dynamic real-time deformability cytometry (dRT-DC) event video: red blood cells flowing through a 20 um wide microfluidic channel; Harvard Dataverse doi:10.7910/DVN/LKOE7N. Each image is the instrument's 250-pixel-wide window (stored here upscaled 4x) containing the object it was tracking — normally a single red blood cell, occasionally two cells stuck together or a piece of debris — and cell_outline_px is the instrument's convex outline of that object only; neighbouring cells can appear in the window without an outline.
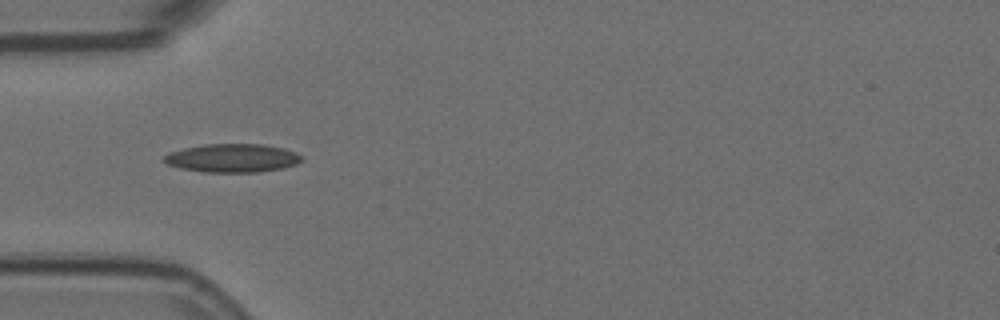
{"species": "Egyptian fruit bat (a non-hibernating species)", "species_latin": "Rousettus aegyptiacus", "temperature_condition": "room temperature", "stored_images_in_passage": 5, "camera_frame_rate_fps": 3000, "um_per_image_px": 0.085, "animal": {"sex": "female"}, "frame": {"image": 1, "passage_image": 3, "time_ms": 0.667, "image_size_px": [1000, 320], "cell_outline_px": [[304, 160], [296, 164], [284, 168], [260, 172], [204, 172], [180, 168], [168, 164], [160, 160], [168, 152], [184, 148], [204, 144], [264, 144], [284, 148], [296, 152]], "centroid_in_image_um": [19.75, 13.43], "position_along_channel_um": 65.3, "area_um2": 23.06}}
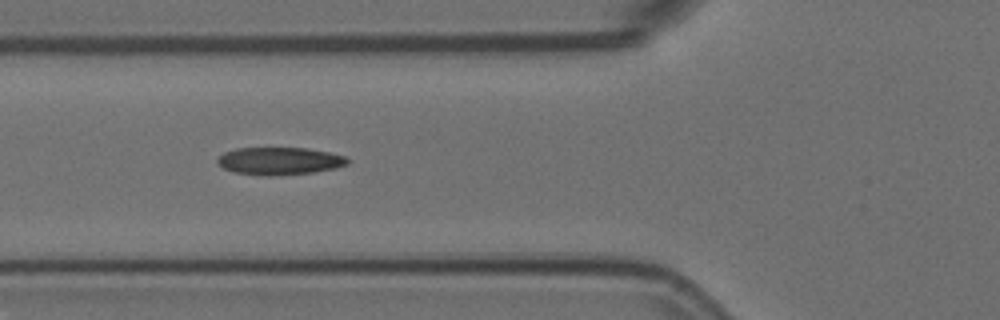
{"frame": {"image": 2, "passage_image": 4, "time_ms": 1.0, "image_size_px": [1000, 320], "cell_outline_px": [[348, 164], [336, 168], [312, 172], [272, 176], [268, 176], [236, 172], [224, 168], [216, 160], [224, 152], [236, 148], [308, 148], [328, 152], [344, 156], [348, 160]], "centroid_in_image_um": [23.77, 13.68], "position_along_channel_um": 102.0, "area_um2": 20.63}}
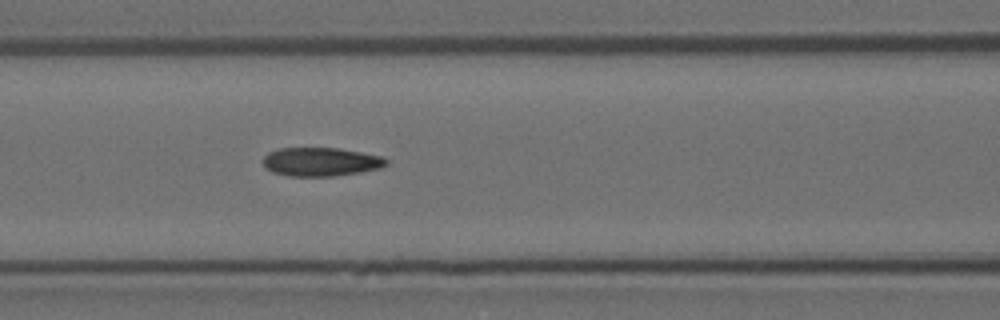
{"frame": {"image": 3, "passage_image": 5, "time_ms": 1.333, "image_size_px": [1000, 320], "cell_outline_px": [[388, 164], [380, 168], [360, 172], [332, 176], [288, 176], [272, 172], [264, 164], [264, 156], [268, 152], [280, 148], [340, 148], [380, 156], [388, 160]], "centroid_in_image_um": [27.27, 13.75], "position_along_channel_um": 139.3, "area_um2": 20.46}}